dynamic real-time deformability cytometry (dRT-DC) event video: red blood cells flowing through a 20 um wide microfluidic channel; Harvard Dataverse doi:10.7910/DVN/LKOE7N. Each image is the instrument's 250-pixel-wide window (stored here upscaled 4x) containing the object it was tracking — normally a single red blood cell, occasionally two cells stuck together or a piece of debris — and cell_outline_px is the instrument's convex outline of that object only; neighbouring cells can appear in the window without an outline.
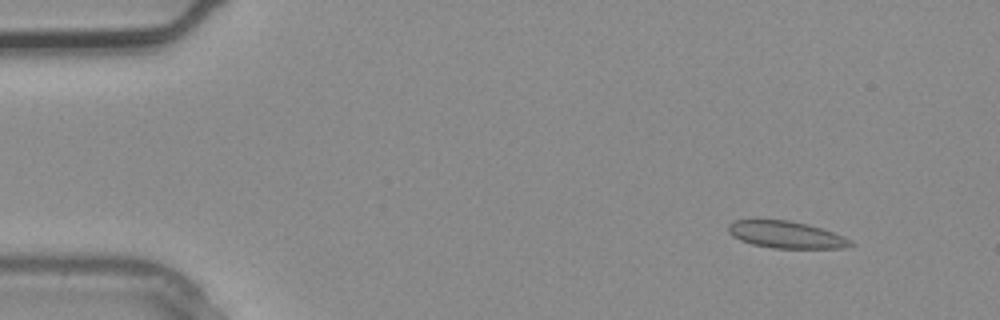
{"species": "common noctule bat (a hibernating species)", "species_latin": "Nyctalus noctula", "temperature_condition": "warm", "stored_images_in_passage": 4, "camera_frame_rate_fps": 3000, "um_per_image_px": 0.085, "animal": {"sex": "male", "body_mass_g": 20.4}, "frame": {"image": 1, "passage_image": 2, "time_ms": 0.333, "image_size_px": [1000, 320], "cell_outline_px": [[856, 244], [844, 248], [772, 248], [752, 244], [740, 240], [732, 236], [728, 232], [728, 224], [732, 220], [756, 216], [788, 220], [808, 224], [844, 236], [852, 240]], "centroid_in_image_um": [66.73, 19.9], "position_along_channel_um": 18.3, "area_um2": 20.11}}
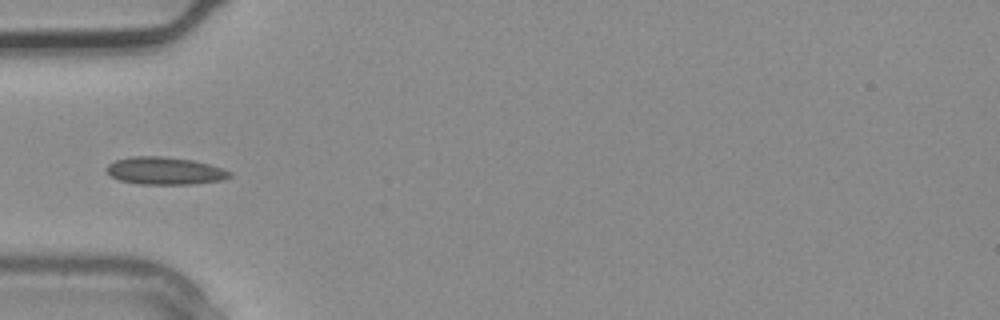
{"frame": {"image": 2, "passage_image": 4, "time_ms": 1.0, "image_size_px": [1000, 320], "cell_outline_px": [[232, 176], [224, 180], [192, 184], [136, 184], [120, 180], [112, 176], [108, 172], [108, 164], [116, 160], [132, 156], [160, 156], [192, 160], [208, 164], [232, 172]], "centroid_in_image_um": [14.03, 14.53], "position_along_channel_um": 71.0, "area_um2": 19.59}}